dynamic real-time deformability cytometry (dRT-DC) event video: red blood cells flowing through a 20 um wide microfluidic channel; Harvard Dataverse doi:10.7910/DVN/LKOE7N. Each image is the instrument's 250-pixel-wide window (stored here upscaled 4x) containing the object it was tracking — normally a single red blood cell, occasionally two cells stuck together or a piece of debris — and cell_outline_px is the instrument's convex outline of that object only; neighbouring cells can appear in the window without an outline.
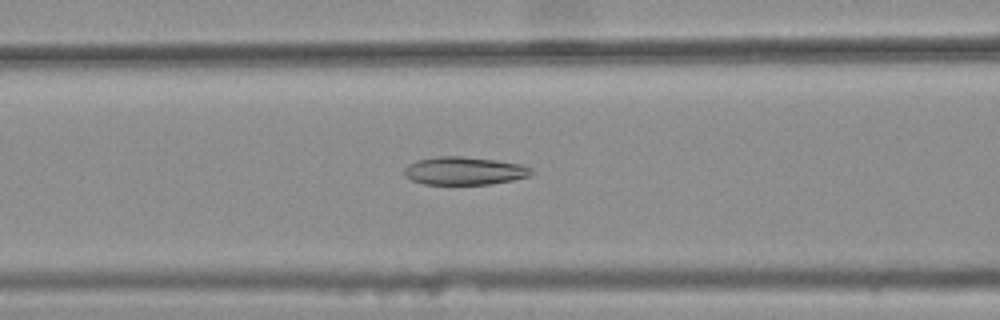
{"species": "common noctule bat (a hibernating species)", "species_latin": "Nyctalus noctula", "temperature_condition": "warm", "stored_images_in_passage": 45, "camera_frame_rate_fps": 3000, "um_per_image_px": 0.085, "animal": {"sex": "female", "body_mass_g": 25.1}, "frame": {"image": 1, "passage_image": 21, "time_ms": 6.667, "image_size_px": [1000, 320], "cell_outline_px": [[532, 172], [528, 176], [512, 180], [488, 184], [424, 184], [412, 180], [404, 176], [404, 168], [408, 164], [416, 160], [440, 156], [460, 156], [496, 160], [524, 164], [532, 168]], "centroid_in_image_um": [39.45, 14.51], "position_along_channel_um": 127.1, "area_um2": 20.75}}
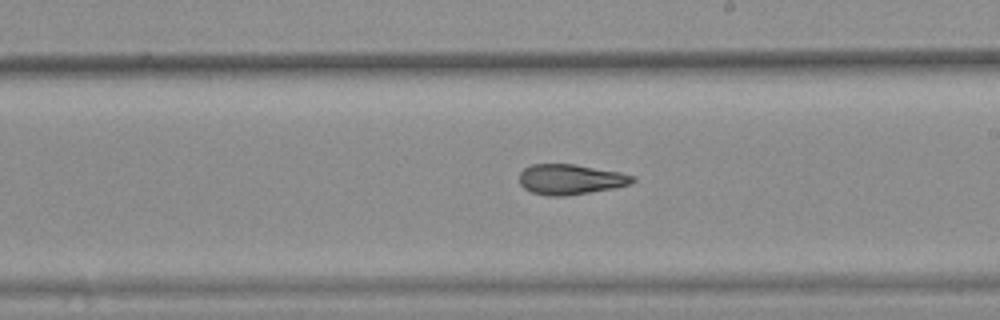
{"frame": {"image": 2, "passage_image": 30, "time_ms": 9.667, "image_size_px": [1000, 320], "cell_outline_px": [[636, 180], [628, 184], [612, 188], [564, 196], [548, 196], [532, 192], [524, 188], [520, 184], [520, 172], [524, 168], [532, 164], [572, 164], [620, 172], [636, 176]], "centroid_in_image_um": [48.47, 15.24], "position_along_channel_um": 240.5, "area_um2": 19.77}}
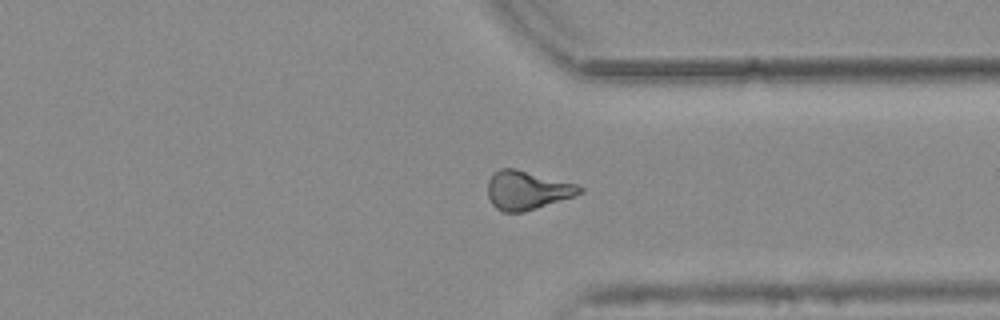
{"frame": {"image": 3, "passage_image": 40, "time_ms": 13.0, "image_size_px": [1000, 320], "cell_outline_px": [[584, 188], [580, 192], [572, 196], [524, 212], [500, 212], [492, 204], [488, 196], [488, 180], [500, 168], [516, 168], [576, 184]], "centroid_in_image_um": [44.76, 16.17], "position_along_channel_um": 366.6, "area_um2": 20.46}, "authors_computed_cell_mechanics": {"area_um2": 20.808, "velocity_mm_per_s": 3.7883, "shape_relaxation_time_tau1_ms": null, "shape_relaxation_time_tau2_ms": 2.984, "deformation_change_tau1": null, "deformation_change_tau2": 0.121}}